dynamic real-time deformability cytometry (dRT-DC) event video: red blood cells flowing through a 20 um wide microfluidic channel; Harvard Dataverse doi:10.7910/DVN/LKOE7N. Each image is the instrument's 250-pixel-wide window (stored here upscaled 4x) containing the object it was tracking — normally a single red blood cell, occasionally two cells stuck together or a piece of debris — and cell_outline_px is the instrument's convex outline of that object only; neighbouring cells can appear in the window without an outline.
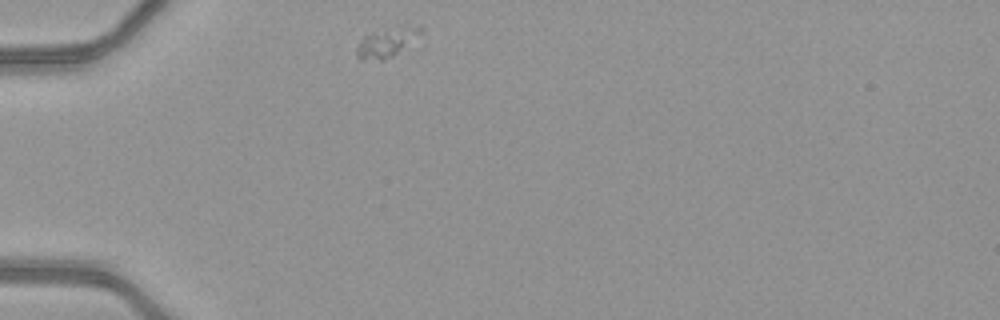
{"species": "common noctule bat (a hibernating species)", "species_latin": "Nyctalus noctula", "temperature_condition": "warm", "stored_images_in_passage": 39, "camera_frame_rate_fps": 3000, "um_per_image_px": 0.085, "animal": {"sex": "female", "body_mass_g": 21.9}, "frame": {"image": 1, "passage_image": 1, "time_ms": 0.0, "image_size_px": [1000, 320], "cell_outline_px": [[424, 32], [392, 56], [380, 60], [356, 56], [356, 48], [364, 36], [372, 32], [396, 24], [420, 24], [424, 28]], "centroid_in_image_um": [32.98, 3.48], "position_along_channel_um": 52.0, "area_um2": 11.1}}
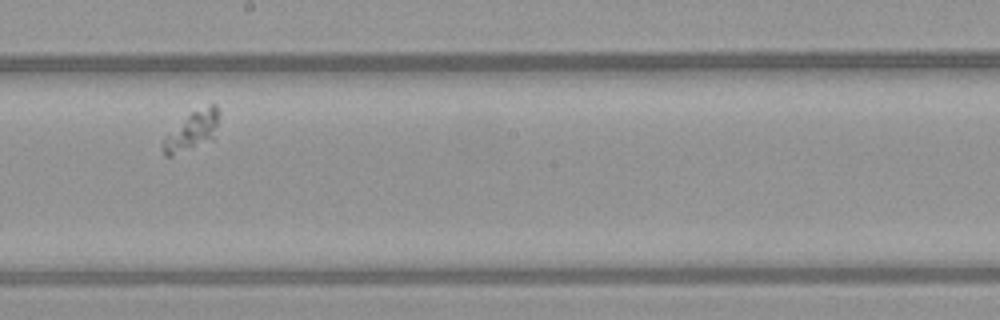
{"frame": {"image": 2, "passage_image": 17, "time_ms": 5.333, "image_size_px": [1000, 320], "cell_outline_px": [[220, 112], [212, 140], [172, 156], [164, 156], [160, 144], [160, 140], [164, 136], [192, 112], [212, 104], [216, 104]], "centroid_in_image_um": [16.27, 11.16], "position_along_channel_um": 231.9, "area_um2": 12.6}}
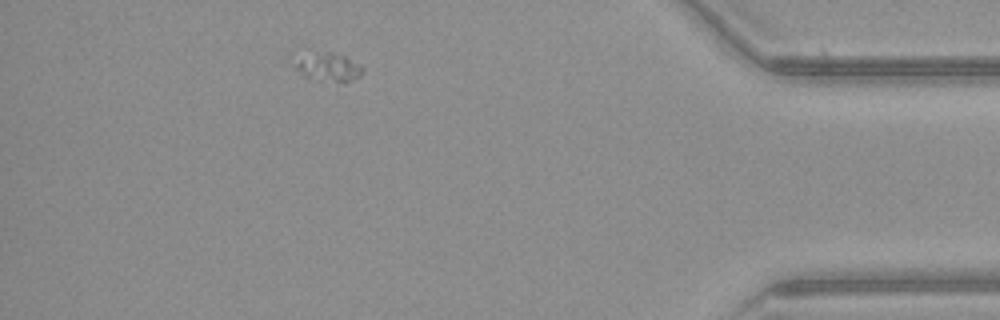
{"frame": {"image": 3, "passage_image": 34, "time_ms": 11.0, "image_size_px": [1000, 320], "cell_outline_px": [[364, 68], [360, 76], [344, 84], [304, 76], [296, 68], [288, 56], [292, 52], [332, 52], [344, 56], [360, 64]], "centroid_in_image_um": [27.75, 5.64], "position_along_channel_um": 407.4, "area_um2": 12.08}}